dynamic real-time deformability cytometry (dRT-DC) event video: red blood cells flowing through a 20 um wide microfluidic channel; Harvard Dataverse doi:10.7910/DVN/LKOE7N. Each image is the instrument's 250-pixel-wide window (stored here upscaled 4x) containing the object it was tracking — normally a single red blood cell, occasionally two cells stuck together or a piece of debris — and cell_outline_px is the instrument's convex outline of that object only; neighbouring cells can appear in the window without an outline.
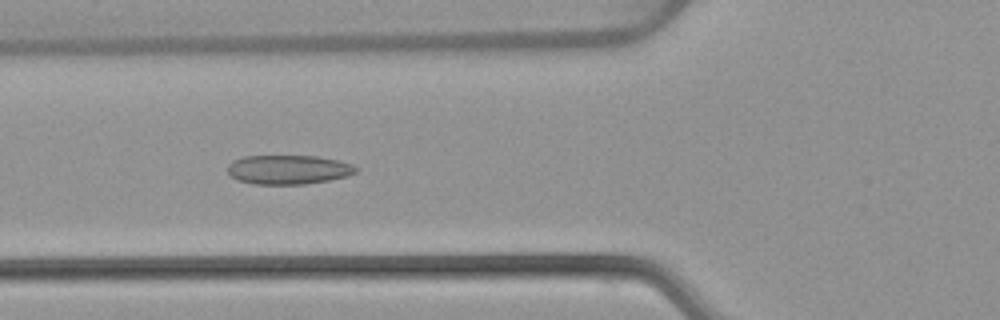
{"species": "common noctule bat (a hibernating species)", "species_latin": "Nyctalus noctula", "temperature_condition": "warm", "stored_images_in_passage": 53, "camera_frame_rate_fps": 3000, "um_per_image_px": 0.085, "animal": {"sex": "female", "body_mass_g": 22.7, "forearm_length_mm": 54.2}, "frame": {"image": 1, "passage_image": 20, "time_ms": 6.333, "image_size_px": [1000, 320], "cell_outline_px": [[356, 172], [344, 176], [328, 180], [304, 184], [252, 184], [240, 180], [232, 176], [228, 172], [228, 164], [232, 160], [244, 156], [316, 156], [336, 160], [352, 164], [356, 168]], "centroid_in_image_um": [24.46, 14.41], "position_along_channel_um": 101.3, "area_um2": 21.56}}
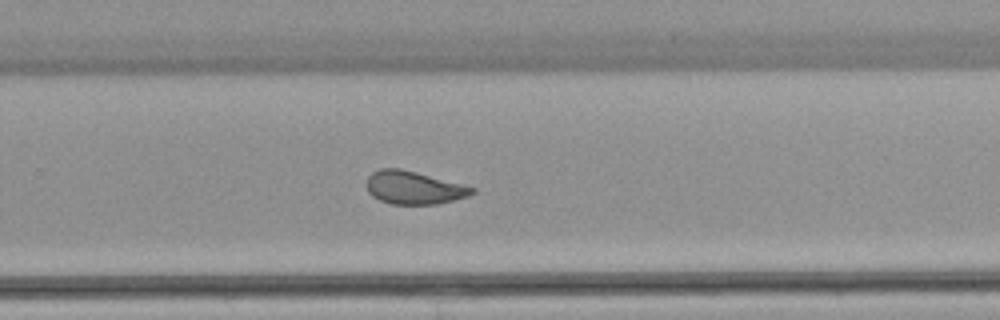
{"frame": {"image": 2, "passage_image": 35, "time_ms": 11.333, "image_size_px": [1000, 320], "cell_outline_px": [[476, 192], [468, 196], [436, 204], [388, 204], [372, 196], [368, 192], [368, 176], [372, 172], [380, 168], [400, 168], [416, 172], [476, 188]], "centroid_in_image_um": [35.16, 15.95], "position_along_channel_um": 294.6, "area_um2": 20.11}}
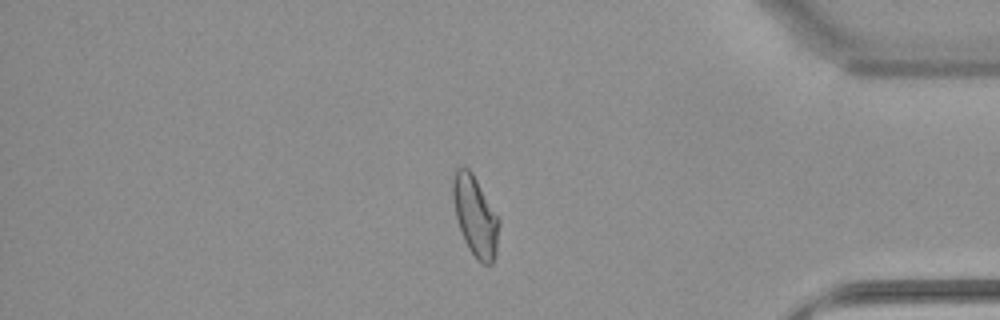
{"frame": {"image": 3, "passage_image": 45, "time_ms": 14.667, "image_size_px": [1000, 320], "cell_outline_px": [[500, 224], [496, 256], [492, 264], [484, 264], [468, 248], [464, 240], [456, 216], [452, 196], [452, 180], [456, 168], [468, 168], [472, 172], [500, 220]], "centroid_in_image_um": [40.41, 18.36], "position_along_channel_um": 394.8, "area_um2": 21.33}, "authors_computed_cell_mechanics": {"area_um2": 21.7906, "velocity_mm_per_s": 3.8743, "shape_relaxation_time_tau1_ms": null, "shape_relaxation_time_tau2_ms": 1.3507, "deformation_change_tau1": null, "deformation_change_tau2": 0.0904}}